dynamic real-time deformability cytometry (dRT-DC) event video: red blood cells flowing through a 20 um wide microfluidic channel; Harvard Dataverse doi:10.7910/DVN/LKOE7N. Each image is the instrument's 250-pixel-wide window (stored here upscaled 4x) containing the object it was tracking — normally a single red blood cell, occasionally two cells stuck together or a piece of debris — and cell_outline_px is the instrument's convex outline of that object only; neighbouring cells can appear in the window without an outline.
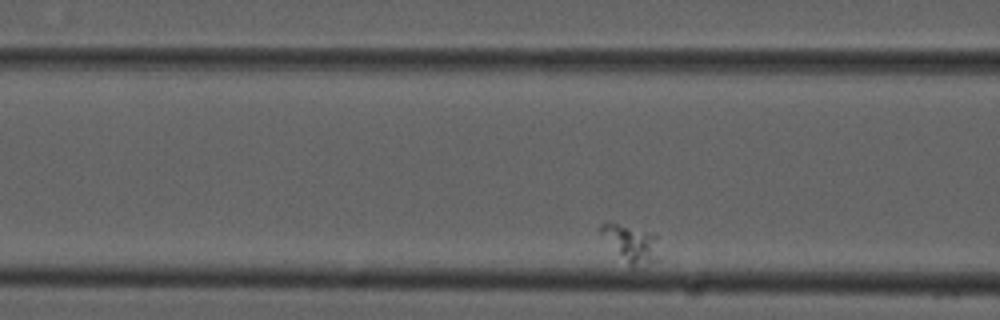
{"species": "common noctule bat (a hibernating species)", "species_latin": "Nyctalus noctula", "temperature_condition": "cold", "stored_images_in_passage": 39, "camera_frame_rate_fps": 3000, "um_per_image_px": 0.085, "animal": {"sex": "male", "forearm_length_mm": 52.5}, "frame": {"image": 1, "passage_image": 10, "time_ms": 3.0, "image_size_px": [1000, 320], "cell_outline_px": [[656, 236], [652, 260], [632, 268], [628, 264], [596, 228], [600, 224], [616, 224], [656, 232]], "centroid_in_image_um": [53.56, 20.63], "position_along_channel_um": 113.0, "area_um2": 11.56}}
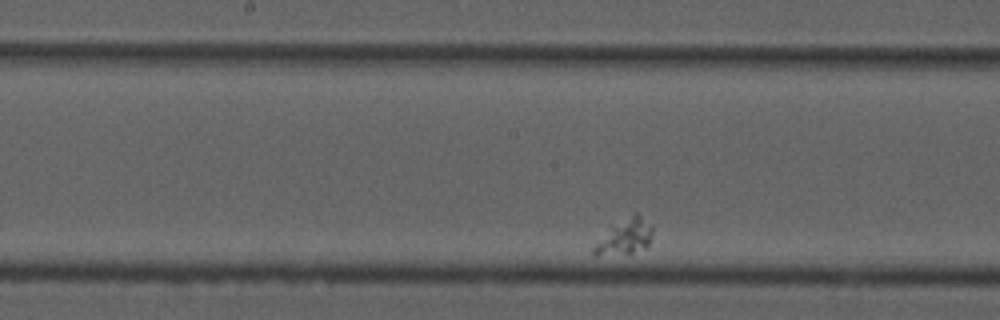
{"frame": {"image": 2, "passage_image": 19, "time_ms": 6.0, "image_size_px": [1000, 320], "cell_outline_px": [[652, 236], [648, 248], [632, 252], [596, 256], [592, 256], [592, 248], [612, 224], [632, 212], [636, 212], [652, 228]], "centroid_in_image_um": [53.09, 20.12], "position_along_channel_um": 195.1, "area_um2": 12.2}}
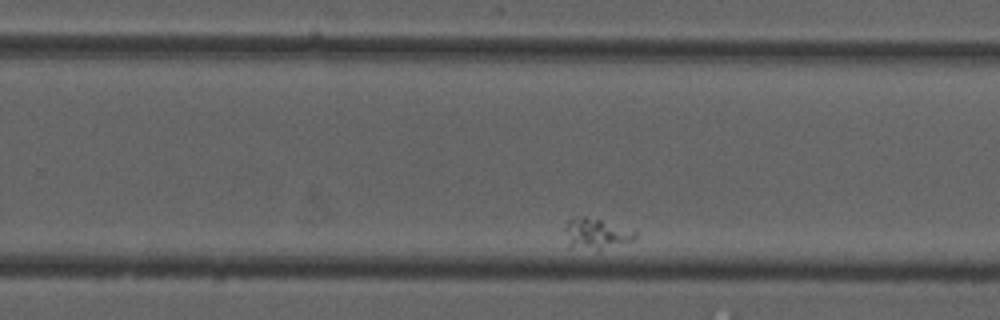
{"frame": {"image": 3, "passage_image": 28, "time_ms": 9.0, "image_size_px": [1000, 320], "cell_outline_px": [[636, 236], [632, 240], [600, 252], [572, 248], [568, 244], [564, 228], [568, 220], [584, 216], [600, 220], [636, 232]], "centroid_in_image_um": [50.63, 19.93], "position_along_channel_um": 279.2, "area_um2": 12.6}}